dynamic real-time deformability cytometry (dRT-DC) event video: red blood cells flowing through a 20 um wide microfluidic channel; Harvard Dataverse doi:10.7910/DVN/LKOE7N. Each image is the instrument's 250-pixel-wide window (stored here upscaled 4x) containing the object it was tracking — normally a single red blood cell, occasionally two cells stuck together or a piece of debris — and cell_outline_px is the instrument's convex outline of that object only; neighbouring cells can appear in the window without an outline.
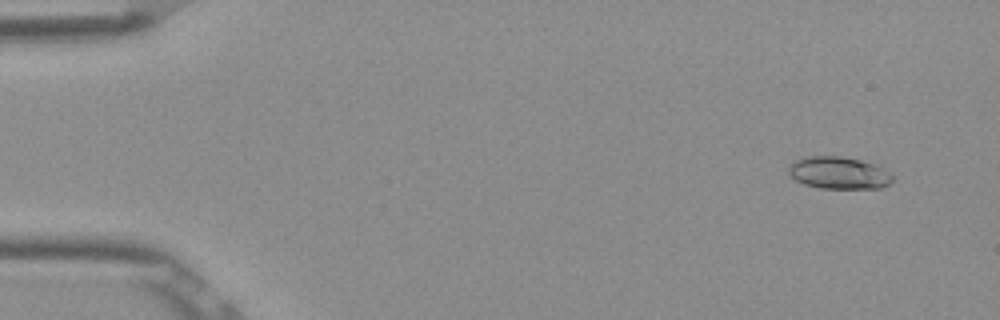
{"species": "Egyptian fruit bat (a non-hibernating species)", "species_latin": "Rousettus aegyptiacus", "temperature_condition": "room temperature", "stored_images_in_passage": 53, "camera_frame_rate_fps": 3000, "um_per_image_px": 0.085, "frame": {"image": 1, "passage_image": 4, "time_ms": 1.0, "image_size_px": [1000, 320], "cell_outline_px": [[892, 180], [888, 184], [880, 188], [820, 188], [804, 184], [796, 180], [788, 172], [788, 168], [796, 160], [804, 156], [840, 156], [860, 160], [876, 164], [888, 172], [892, 176]], "centroid_in_image_um": [71.28, 14.69], "position_along_channel_um": 13.7, "area_um2": 19.36}}
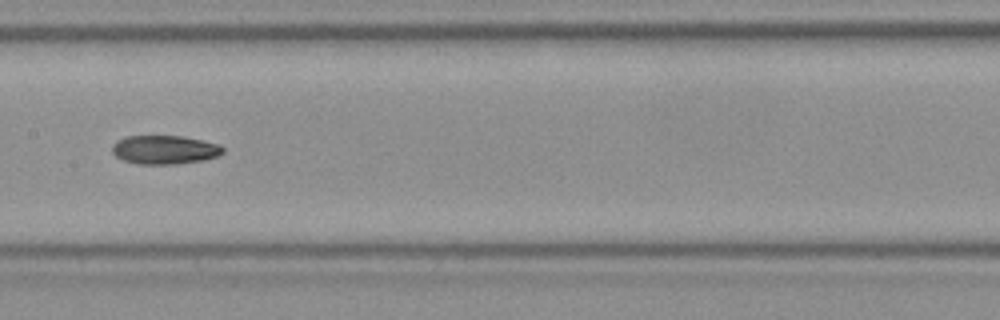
{"frame": {"image": 2, "passage_image": 27, "time_ms": 8.667, "image_size_px": [1000, 320], "cell_outline_px": [[224, 152], [220, 156], [204, 160], [176, 164], [136, 164], [124, 160], [116, 156], [112, 152], [112, 144], [116, 140], [124, 136], [184, 136], [220, 144], [224, 148]], "centroid_in_image_um": [14.01, 12.72], "position_along_channel_um": 193.4, "area_um2": 18.84}}
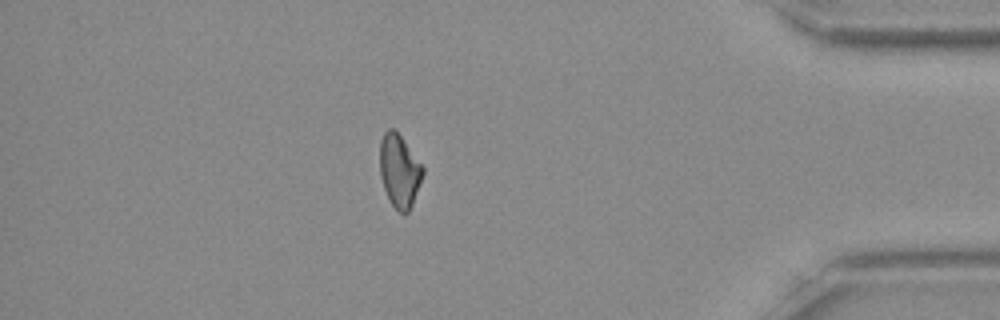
{"frame": {"image": 3, "passage_image": 46, "time_ms": 15.0, "image_size_px": [1000, 320], "cell_outline_px": [[424, 172], [412, 204], [408, 212], [400, 212], [388, 200], [380, 176], [380, 140], [384, 132], [388, 128], [392, 128], [400, 136], [424, 168]], "centroid_in_image_um": [33.92, 14.52], "position_along_channel_um": 401.3, "area_um2": 17.92}}